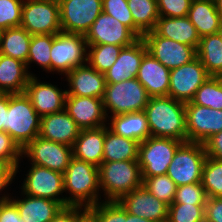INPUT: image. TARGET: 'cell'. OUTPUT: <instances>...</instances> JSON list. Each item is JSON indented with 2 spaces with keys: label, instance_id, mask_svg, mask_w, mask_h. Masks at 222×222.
<instances>
[{
  "label": "cell",
  "instance_id": "cell-1",
  "mask_svg": "<svg viewBox=\"0 0 222 222\" xmlns=\"http://www.w3.org/2000/svg\"><path fill=\"white\" fill-rule=\"evenodd\" d=\"M144 112L152 137L187 141L184 102L170 96L150 97Z\"/></svg>",
  "mask_w": 222,
  "mask_h": 222
},
{
  "label": "cell",
  "instance_id": "cell-2",
  "mask_svg": "<svg viewBox=\"0 0 222 222\" xmlns=\"http://www.w3.org/2000/svg\"><path fill=\"white\" fill-rule=\"evenodd\" d=\"M99 189L98 167L72 157L64 172V191L71 194L66 197V206L89 208L100 203Z\"/></svg>",
  "mask_w": 222,
  "mask_h": 222
},
{
  "label": "cell",
  "instance_id": "cell-3",
  "mask_svg": "<svg viewBox=\"0 0 222 222\" xmlns=\"http://www.w3.org/2000/svg\"><path fill=\"white\" fill-rule=\"evenodd\" d=\"M98 176L99 186L107 197L105 201H119L143 182L138 160L102 162Z\"/></svg>",
  "mask_w": 222,
  "mask_h": 222
},
{
  "label": "cell",
  "instance_id": "cell-4",
  "mask_svg": "<svg viewBox=\"0 0 222 222\" xmlns=\"http://www.w3.org/2000/svg\"><path fill=\"white\" fill-rule=\"evenodd\" d=\"M40 119L25 93L9 94L6 133L21 149L38 136Z\"/></svg>",
  "mask_w": 222,
  "mask_h": 222
},
{
  "label": "cell",
  "instance_id": "cell-5",
  "mask_svg": "<svg viewBox=\"0 0 222 222\" xmlns=\"http://www.w3.org/2000/svg\"><path fill=\"white\" fill-rule=\"evenodd\" d=\"M149 99L147 90L136 78L106 83L103 97L105 115L108 116V110L111 116L144 111Z\"/></svg>",
  "mask_w": 222,
  "mask_h": 222
},
{
  "label": "cell",
  "instance_id": "cell-6",
  "mask_svg": "<svg viewBox=\"0 0 222 222\" xmlns=\"http://www.w3.org/2000/svg\"><path fill=\"white\" fill-rule=\"evenodd\" d=\"M207 158L205 146L198 142H183L177 149L166 175L176 186L199 183Z\"/></svg>",
  "mask_w": 222,
  "mask_h": 222
},
{
  "label": "cell",
  "instance_id": "cell-7",
  "mask_svg": "<svg viewBox=\"0 0 222 222\" xmlns=\"http://www.w3.org/2000/svg\"><path fill=\"white\" fill-rule=\"evenodd\" d=\"M182 143L180 140L152 136L141 141L138 162L142 178L166 174L175 152Z\"/></svg>",
  "mask_w": 222,
  "mask_h": 222
},
{
  "label": "cell",
  "instance_id": "cell-8",
  "mask_svg": "<svg viewBox=\"0 0 222 222\" xmlns=\"http://www.w3.org/2000/svg\"><path fill=\"white\" fill-rule=\"evenodd\" d=\"M87 41L84 35L59 32L53 35L50 51L51 72L67 74L87 62Z\"/></svg>",
  "mask_w": 222,
  "mask_h": 222
},
{
  "label": "cell",
  "instance_id": "cell-9",
  "mask_svg": "<svg viewBox=\"0 0 222 222\" xmlns=\"http://www.w3.org/2000/svg\"><path fill=\"white\" fill-rule=\"evenodd\" d=\"M21 27L31 35L61 32L58 0H24Z\"/></svg>",
  "mask_w": 222,
  "mask_h": 222
},
{
  "label": "cell",
  "instance_id": "cell-10",
  "mask_svg": "<svg viewBox=\"0 0 222 222\" xmlns=\"http://www.w3.org/2000/svg\"><path fill=\"white\" fill-rule=\"evenodd\" d=\"M61 30L84 35L103 11L102 0H58Z\"/></svg>",
  "mask_w": 222,
  "mask_h": 222
},
{
  "label": "cell",
  "instance_id": "cell-11",
  "mask_svg": "<svg viewBox=\"0 0 222 222\" xmlns=\"http://www.w3.org/2000/svg\"><path fill=\"white\" fill-rule=\"evenodd\" d=\"M22 155H27L32 161L31 164L46 167L62 174L73 157L71 146L45 140L40 136H37L22 149Z\"/></svg>",
  "mask_w": 222,
  "mask_h": 222
},
{
  "label": "cell",
  "instance_id": "cell-12",
  "mask_svg": "<svg viewBox=\"0 0 222 222\" xmlns=\"http://www.w3.org/2000/svg\"><path fill=\"white\" fill-rule=\"evenodd\" d=\"M187 141L204 144L211 136L222 131V110L185 103Z\"/></svg>",
  "mask_w": 222,
  "mask_h": 222
},
{
  "label": "cell",
  "instance_id": "cell-13",
  "mask_svg": "<svg viewBox=\"0 0 222 222\" xmlns=\"http://www.w3.org/2000/svg\"><path fill=\"white\" fill-rule=\"evenodd\" d=\"M26 177L22 186L23 195L50 199L66 206V197L59 196L65 192L64 174L32 164Z\"/></svg>",
  "mask_w": 222,
  "mask_h": 222
},
{
  "label": "cell",
  "instance_id": "cell-14",
  "mask_svg": "<svg viewBox=\"0 0 222 222\" xmlns=\"http://www.w3.org/2000/svg\"><path fill=\"white\" fill-rule=\"evenodd\" d=\"M142 39L148 52L169 70L190 63L197 57L193 46L158 36L154 31L145 33Z\"/></svg>",
  "mask_w": 222,
  "mask_h": 222
},
{
  "label": "cell",
  "instance_id": "cell-15",
  "mask_svg": "<svg viewBox=\"0 0 222 222\" xmlns=\"http://www.w3.org/2000/svg\"><path fill=\"white\" fill-rule=\"evenodd\" d=\"M87 45L113 44L128 47L140 38L115 17L101 12L85 34Z\"/></svg>",
  "mask_w": 222,
  "mask_h": 222
},
{
  "label": "cell",
  "instance_id": "cell-16",
  "mask_svg": "<svg viewBox=\"0 0 222 222\" xmlns=\"http://www.w3.org/2000/svg\"><path fill=\"white\" fill-rule=\"evenodd\" d=\"M210 77L206 68L196 57L190 63L170 70L168 96L184 103L191 101L197 89Z\"/></svg>",
  "mask_w": 222,
  "mask_h": 222
},
{
  "label": "cell",
  "instance_id": "cell-17",
  "mask_svg": "<svg viewBox=\"0 0 222 222\" xmlns=\"http://www.w3.org/2000/svg\"><path fill=\"white\" fill-rule=\"evenodd\" d=\"M65 110L82 129H95L106 124L107 117L103 107V99L67 95Z\"/></svg>",
  "mask_w": 222,
  "mask_h": 222
},
{
  "label": "cell",
  "instance_id": "cell-18",
  "mask_svg": "<svg viewBox=\"0 0 222 222\" xmlns=\"http://www.w3.org/2000/svg\"><path fill=\"white\" fill-rule=\"evenodd\" d=\"M129 214L153 222H167L168 205L154 197L143 185L118 201Z\"/></svg>",
  "mask_w": 222,
  "mask_h": 222
},
{
  "label": "cell",
  "instance_id": "cell-19",
  "mask_svg": "<svg viewBox=\"0 0 222 222\" xmlns=\"http://www.w3.org/2000/svg\"><path fill=\"white\" fill-rule=\"evenodd\" d=\"M24 93L40 116L53 114L65 109L66 90L62 91V89H58L57 86L51 83L38 82L35 75L30 76Z\"/></svg>",
  "mask_w": 222,
  "mask_h": 222
},
{
  "label": "cell",
  "instance_id": "cell-20",
  "mask_svg": "<svg viewBox=\"0 0 222 222\" xmlns=\"http://www.w3.org/2000/svg\"><path fill=\"white\" fill-rule=\"evenodd\" d=\"M147 52L142 38L131 46L122 48L115 63L104 73L106 83H119L136 78L142 58Z\"/></svg>",
  "mask_w": 222,
  "mask_h": 222
},
{
  "label": "cell",
  "instance_id": "cell-21",
  "mask_svg": "<svg viewBox=\"0 0 222 222\" xmlns=\"http://www.w3.org/2000/svg\"><path fill=\"white\" fill-rule=\"evenodd\" d=\"M80 128L67 113L62 111L41 116L38 136L45 140L73 146L79 136Z\"/></svg>",
  "mask_w": 222,
  "mask_h": 222
},
{
  "label": "cell",
  "instance_id": "cell-22",
  "mask_svg": "<svg viewBox=\"0 0 222 222\" xmlns=\"http://www.w3.org/2000/svg\"><path fill=\"white\" fill-rule=\"evenodd\" d=\"M69 82L67 95L94 97L103 99L105 93V76L90 65L74 68L66 74Z\"/></svg>",
  "mask_w": 222,
  "mask_h": 222
},
{
  "label": "cell",
  "instance_id": "cell-23",
  "mask_svg": "<svg viewBox=\"0 0 222 222\" xmlns=\"http://www.w3.org/2000/svg\"><path fill=\"white\" fill-rule=\"evenodd\" d=\"M136 79L150 97L168 96L170 70L147 52L140 63Z\"/></svg>",
  "mask_w": 222,
  "mask_h": 222
},
{
  "label": "cell",
  "instance_id": "cell-24",
  "mask_svg": "<svg viewBox=\"0 0 222 222\" xmlns=\"http://www.w3.org/2000/svg\"><path fill=\"white\" fill-rule=\"evenodd\" d=\"M153 31L158 36L198 48L200 36L187 16L159 17Z\"/></svg>",
  "mask_w": 222,
  "mask_h": 222
},
{
  "label": "cell",
  "instance_id": "cell-25",
  "mask_svg": "<svg viewBox=\"0 0 222 222\" xmlns=\"http://www.w3.org/2000/svg\"><path fill=\"white\" fill-rule=\"evenodd\" d=\"M105 126L82 129L72 146L73 157L99 167L103 159Z\"/></svg>",
  "mask_w": 222,
  "mask_h": 222
},
{
  "label": "cell",
  "instance_id": "cell-26",
  "mask_svg": "<svg viewBox=\"0 0 222 222\" xmlns=\"http://www.w3.org/2000/svg\"><path fill=\"white\" fill-rule=\"evenodd\" d=\"M26 64L20 60L0 53V93L21 94L32 74Z\"/></svg>",
  "mask_w": 222,
  "mask_h": 222
},
{
  "label": "cell",
  "instance_id": "cell-27",
  "mask_svg": "<svg viewBox=\"0 0 222 222\" xmlns=\"http://www.w3.org/2000/svg\"><path fill=\"white\" fill-rule=\"evenodd\" d=\"M187 17L201 37L219 33L222 17L216 10L213 0H193Z\"/></svg>",
  "mask_w": 222,
  "mask_h": 222
},
{
  "label": "cell",
  "instance_id": "cell-28",
  "mask_svg": "<svg viewBox=\"0 0 222 222\" xmlns=\"http://www.w3.org/2000/svg\"><path fill=\"white\" fill-rule=\"evenodd\" d=\"M25 222H49L62 209V205L46 198L26 195L24 199H11Z\"/></svg>",
  "mask_w": 222,
  "mask_h": 222
},
{
  "label": "cell",
  "instance_id": "cell-29",
  "mask_svg": "<svg viewBox=\"0 0 222 222\" xmlns=\"http://www.w3.org/2000/svg\"><path fill=\"white\" fill-rule=\"evenodd\" d=\"M111 126L108 127L116 135L138 141L146 140L151 136L147 117L144 111L111 116Z\"/></svg>",
  "mask_w": 222,
  "mask_h": 222
},
{
  "label": "cell",
  "instance_id": "cell-30",
  "mask_svg": "<svg viewBox=\"0 0 222 222\" xmlns=\"http://www.w3.org/2000/svg\"><path fill=\"white\" fill-rule=\"evenodd\" d=\"M139 142L116 135L105 125L102 162L138 160Z\"/></svg>",
  "mask_w": 222,
  "mask_h": 222
},
{
  "label": "cell",
  "instance_id": "cell-31",
  "mask_svg": "<svg viewBox=\"0 0 222 222\" xmlns=\"http://www.w3.org/2000/svg\"><path fill=\"white\" fill-rule=\"evenodd\" d=\"M32 35L23 27H11L3 30L0 53L27 63Z\"/></svg>",
  "mask_w": 222,
  "mask_h": 222
},
{
  "label": "cell",
  "instance_id": "cell-32",
  "mask_svg": "<svg viewBox=\"0 0 222 222\" xmlns=\"http://www.w3.org/2000/svg\"><path fill=\"white\" fill-rule=\"evenodd\" d=\"M197 57L210 76H217L222 71V37L220 33L205 35L200 38Z\"/></svg>",
  "mask_w": 222,
  "mask_h": 222
},
{
  "label": "cell",
  "instance_id": "cell-33",
  "mask_svg": "<svg viewBox=\"0 0 222 222\" xmlns=\"http://www.w3.org/2000/svg\"><path fill=\"white\" fill-rule=\"evenodd\" d=\"M127 2L135 23V34L143 38L145 33L154 30L159 19L157 0H127Z\"/></svg>",
  "mask_w": 222,
  "mask_h": 222
},
{
  "label": "cell",
  "instance_id": "cell-34",
  "mask_svg": "<svg viewBox=\"0 0 222 222\" xmlns=\"http://www.w3.org/2000/svg\"><path fill=\"white\" fill-rule=\"evenodd\" d=\"M122 48L113 44L88 45L87 63L104 74L115 63Z\"/></svg>",
  "mask_w": 222,
  "mask_h": 222
},
{
  "label": "cell",
  "instance_id": "cell-35",
  "mask_svg": "<svg viewBox=\"0 0 222 222\" xmlns=\"http://www.w3.org/2000/svg\"><path fill=\"white\" fill-rule=\"evenodd\" d=\"M194 104L222 110V78L210 76L196 91Z\"/></svg>",
  "mask_w": 222,
  "mask_h": 222
},
{
  "label": "cell",
  "instance_id": "cell-36",
  "mask_svg": "<svg viewBox=\"0 0 222 222\" xmlns=\"http://www.w3.org/2000/svg\"><path fill=\"white\" fill-rule=\"evenodd\" d=\"M53 42L52 34H39L32 35L30 45H29V54L26 63L27 71L28 65L32 62H37L41 68L45 71L51 72V57L50 51Z\"/></svg>",
  "mask_w": 222,
  "mask_h": 222
},
{
  "label": "cell",
  "instance_id": "cell-37",
  "mask_svg": "<svg viewBox=\"0 0 222 222\" xmlns=\"http://www.w3.org/2000/svg\"><path fill=\"white\" fill-rule=\"evenodd\" d=\"M201 182L208 197H222V161L207 156Z\"/></svg>",
  "mask_w": 222,
  "mask_h": 222
},
{
  "label": "cell",
  "instance_id": "cell-38",
  "mask_svg": "<svg viewBox=\"0 0 222 222\" xmlns=\"http://www.w3.org/2000/svg\"><path fill=\"white\" fill-rule=\"evenodd\" d=\"M142 185L157 199L170 206L173 203L177 186L166 174L142 178Z\"/></svg>",
  "mask_w": 222,
  "mask_h": 222
},
{
  "label": "cell",
  "instance_id": "cell-39",
  "mask_svg": "<svg viewBox=\"0 0 222 222\" xmlns=\"http://www.w3.org/2000/svg\"><path fill=\"white\" fill-rule=\"evenodd\" d=\"M204 206L172 203L168 206L167 222H205Z\"/></svg>",
  "mask_w": 222,
  "mask_h": 222
},
{
  "label": "cell",
  "instance_id": "cell-40",
  "mask_svg": "<svg viewBox=\"0 0 222 222\" xmlns=\"http://www.w3.org/2000/svg\"><path fill=\"white\" fill-rule=\"evenodd\" d=\"M96 222H126V210L118 201H102L87 208Z\"/></svg>",
  "mask_w": 222,
  "mask_h": 222
},
{
  "label": "cell",
  "instance_id": "cell-41",
  "mask_svg": "<svg viewBox=\"0 0 222 222\" xmlns=\"http://www.w3.org/2000/svg\"><path fill=\"white\" fill-rule=\"evenodd\" d=\"M23 2L24 0H0V29L21 25Z\"/></svg>",
  "mask_w": 222,
  "mask_h": 222
},
{
  "label": "cell",
  "instance_id": "cell-42",
  "mask_svg": "<svg viewBox=\"0 0 222 222\" xmlns=\"http://www.w3.org/2000/svg\"><path fill=\"white\" fill-rule=\"evenodd\" d=\"M208 196L202 182L178 186L173 203L205 205Z\"/></svg>",
  "mask_w": 222,
  "mask_h": 222
},
{
  "label": "cell",
  "instance_id": "cell-43",
  "mask_svg": "<svg viewBox=\"0 0 222 222\" xmlns=\"http://www.w3.org/2000/svg\"><path fill=\"white\" fill-rule=\"evenodd\" d=\"M103 12L115 17L135 33V23L127 0H102Z\"/></svg>",
  "mask_w": 222,
  "mask_h": 222
},
{
  "label": "cell",
  "instance_id": "cell-44",
  "mask_svg": "<svg viewBox=\"0 0 222 222\" xmlns=\"http://www.w3.org/2000/svg\"><path fill=\"white\" fill-rule=\"evenodd\" d=\"M193 0H157L159 17H186Z\"/></svg>",
  "mask_w": 222,
  "mask_h": 222
},
{
  "label": "cell",
  "instance_id": "cell-45",
  "mask_svg": "<svg viewBox=\"0 0 222 222\" xmlns=\"http://www.w3.org/2000/svg\"><path fill=\"white\" fill-rule=\"evenodd\" d=\"M0 157L8 164L19 167V160L22 156V149L6 132H0Z\"/></svg>",
  "mask_w": 222,
  "mask_h": 222
},
{
  "label": "cell",
  "instance_id": "cell-46",
  "mask_svg": "<svg viewBox=\"0 0 222 222\" xmlns=\"http://www.w3.org/2000/svg\"><path fill=\"white\" fill-rule=\"evenodd\" d=\"M204 211L205 222H222V197H208Z\"/></svg>",
  "mask_w": 222,
  "mask_h": 222
},
{
  "label": "cell",
  "instance_id": "cell-47",
  "mask_svg": "<svg viewBox=\"0 0 222 222\" xmlns=\"http://www.w3.org/2000/svg\"><path fill=\"white\" fill-rule=\"evenodd\" d=\"M0 222H25L11 199L0 202Z\"/></svg>",
  "mask_w": 222,
  "mask_h": 222
},
{
  "label": "cell",
  "instance_id": "cell-48",
  "mask_svg": "<svg viewBox=\"0 0 222 222\" xmlns=\"http://www.w3.org/2000/svg\"><path fill=\"white\" fill-rule=\"evenodd\" d=\"M204 146L208 157L222 161V131L211 136Z\"/></svg>",
  "mask_w": 222,
  "mask_h": 222
},
{
  "label": "cell",
  "instance_id": "cell-49",
  "mask_svg": "<svg viewBox=\"0 0 222 222\" xmlns=\"http://www.w3.org/2000/svg\"><path fill=\"white\" fill-rule=\"evenodd\" d=\"M78 206H65L49 222H77Z\"/></svg>",
  "mask_w": 222,
  "mask_h": 222
},
{
  "label": "cell",
  "instance_id": "cell-50",
  "mask_svg": "<svg viewBox=\"0 0 222 222\" xmlns=\"http://www.w3.org/2000/svg\"><path fill=\"white\" fill-rule=\"evenodd\" d=\"M17 170H0V191L4 190L10 183L13 181V178L15 177ZM9 196H2L0 198V202L10 200Z\"/></svg>",
  "mask_w": 222,
  "mask_h": 222
},
{
  "label": "cell",
  "instance_id": "cell-51",
  "mask_svg": "<svg viewBox=\"0 0 222 222\" xmlns=\"http://www.w3.org/2000/svg\"><path fill=\"white\" fill-rule=\"evenodd\" d=\"M9 94L0 93V132H6V111L8 110Z\"/></svg>",
  "mask_w": 222,
  "mask_h": 222
},
{
  "label": "cell",
  "instance_id": "cell-52",
  "mask_svg": "<svg viewBox=\"0 0 222 222\" xmlns=\"http://www.w3.org/2000/svg\"><path fill=\"white\" fill-rule=\"evenodd\" d=\"M78 206V221L77 222H96L95 216L87 209ZM83 211V212H82Z\"/></svg>",
  "mask_w": 222,
  "mask_h": 222
},
{
  "label": "cell",
  "instance_id": "cell-53",
  "mask_svg": "<svg viewBox=\"0 0 222 222\" xmlns=\"http://www.w3.org/2000/svg\"><path fill=\"white\" fill-rule=\"evenodd\" d=\"M126 222H153V221L142 218V217H138L133 214H129L126 211Z\"/></svg>",
  "mask_w": 222,
  "mask_h": 222
},
{
  "label": "cell",
  "instance_id": "cell-54",
  "mask_svg": "<svg viewBox=\"0 0 222 222\" xmlns=\"http://www.w3.org/2000/svg\"><path fill=\"white\" fill-rule=\"evenodd\" d=\"M18 167L8 164L2 157H0V170H17Z\"/></svg>",
  "mask_w": 222,
  "mask_h": 222
},
{
  "label": "cell",
  "instance_id": "cell-55",
  "mask_svg": "<svg viewBox=\"0 0 222 222\" xmlns=\"http://www.w3.org/2000/svg\"><path fill=\"white\" fill-rule=\"evenodd\" d=\"M214 2H215L217 12L222 17V0H214Z\"/></svg>",
  "mask_w": 222,
  "mask_h": 222
},
{
  "label": "cell",
  "instance_id": "cell-56",
  "mask_svg": "<svg viewBox=\"0 0 222 222\" xmlns=\"http://www.w3.org/2000/svg\"><path fill=\"white\" fill-rule=\"evenodd\" d=\"M2 32H3V30L0 29V42H1V38H2Z\"/></svg>",
  "mask_w": 222,
  "mask_h": 222
},
{
  "label": "cell",
  "instance_id": "cell-57",
  "mask_svg": "<svg viewBox=\"0 0 222 222\" xmlns=\"http://www.w3.org/2000/svg\"><path fill=\"white\" fill-rule=\"evenodd\" d=\"M216 77L222 78V71Z\"/></svg>",
  "mask_w": 222,
  "mask_h": 222
},
{
  "label": "cell",
  "instance_id": "cell-58",
  "mask_svg": "<svg viewBox=\"0 0 222 222\" xmlns=\"http://www.w3.org/2000/svg\"><path fill=\"white\" fill-rule=\"evenodd\" d=\"M219 33H220V35L222 37V26H221V29L219 30Z\"/></svg>",
  "mask_w": 222,
  "mask_h": 222
}]
</instances>
